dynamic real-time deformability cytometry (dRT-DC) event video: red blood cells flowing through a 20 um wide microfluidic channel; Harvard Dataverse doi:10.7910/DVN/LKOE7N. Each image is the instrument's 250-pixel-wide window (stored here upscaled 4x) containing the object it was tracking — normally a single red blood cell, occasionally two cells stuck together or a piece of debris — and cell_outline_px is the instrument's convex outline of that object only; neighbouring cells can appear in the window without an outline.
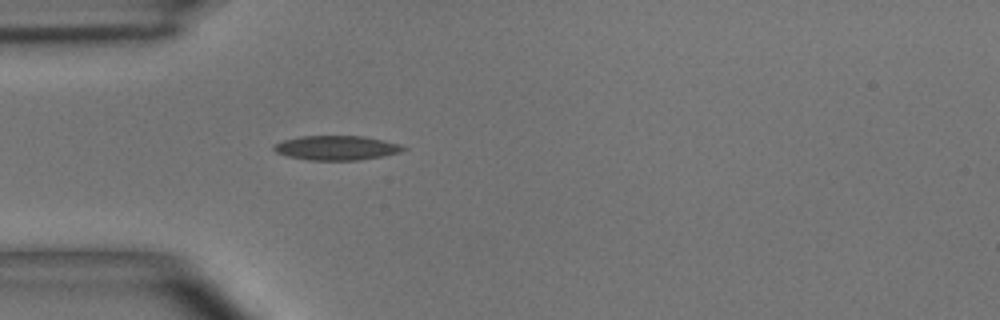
{"species": "common noctule bat (a hibernating species)", "species_latin": "Nyctalus noctula", "temperature_condition": "room temperature", "stored_images_in_passage": 4, "camera_frame_rate_fps": 3000, "um_per_image_px": 0.085, "animal": {"sex": "male", "body_mass_g": 15.6}, "frame": {"image": 1, "passage_image": 4, "time_ms": 3.667, "image_size_px": [1000, 320], "cell_outline_px": [[408, 148], [400, 152], [384, 156], [360, 160], [308, 160], [288, 156], [276, 152], [272, 148], [276, 144], [284, 140], [300, 136], [364, 136], [384, 140], [400, 144]], "centroid_in_image_um": [28.64, 12.57], "position_along_channel_um": 56.4, "area_um2": 18.44}}